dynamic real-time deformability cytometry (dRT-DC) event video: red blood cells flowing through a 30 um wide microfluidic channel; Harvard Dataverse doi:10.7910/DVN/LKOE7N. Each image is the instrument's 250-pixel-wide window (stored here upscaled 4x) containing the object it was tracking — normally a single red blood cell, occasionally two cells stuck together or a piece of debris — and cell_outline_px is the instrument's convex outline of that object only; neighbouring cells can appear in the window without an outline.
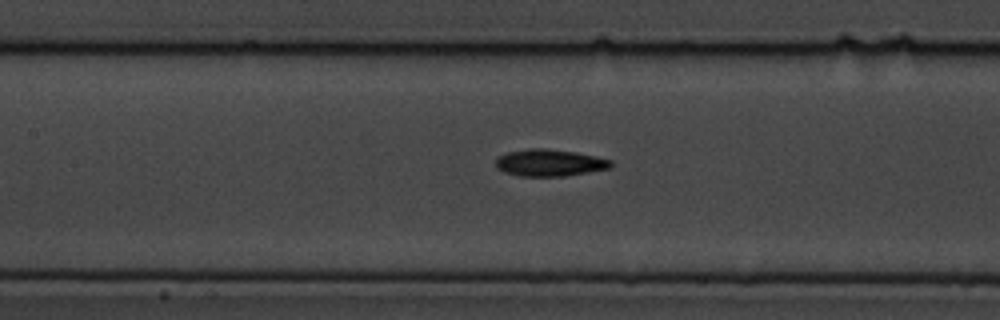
{"species": "common noctule bat (a hibernating species)", "species_latin": "Nyctalus noctula", "temperature_condition": "cold", "stored_images_in_passage": 9, "camera_frame_rate_fps": 3000, "um_per_image_px": 0.085, "animal": {"sex": "male", "body_mass_g": 19.5, "forearm_length_mm": 54.6}, "frame": {"image": 1, "passage_image": 9, "time_ms": 10.0, "image_size_px": [1000, 320], "cell_outline_px": [[612, 168], [564, 176], [520, 176], [504, 172], [496, 168], [496, 156], [508, 152], [528, 148], [544, 148], [576, 152], [596, 156], [612, 160]], "centroid_in_image_um": [46.7, 13.83], "position_along_channel_um": 160.7, "area_um2": 18.21}}